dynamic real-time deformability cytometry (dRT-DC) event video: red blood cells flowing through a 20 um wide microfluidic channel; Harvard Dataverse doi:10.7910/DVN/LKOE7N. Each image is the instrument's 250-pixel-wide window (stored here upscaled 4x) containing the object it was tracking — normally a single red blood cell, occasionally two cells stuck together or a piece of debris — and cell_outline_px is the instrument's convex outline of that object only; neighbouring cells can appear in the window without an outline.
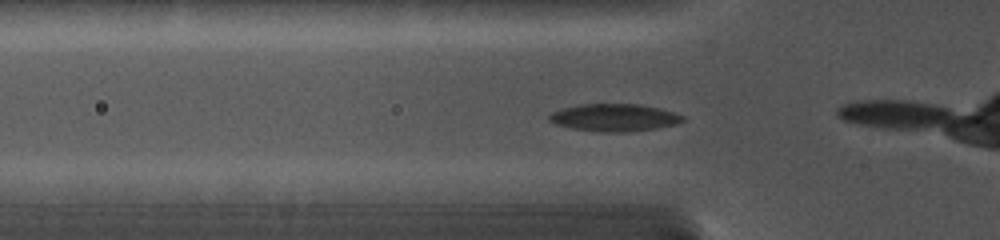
{"species": "common noctule bat (a hibernating species)", "species_latin": "Nyctalus noctula", "temperature_condition": "cold", "stored_images_in_passage": 27, "camera_frame_rate_fps": 5000, "um_per_image_px": 0.085, "animal": {"sex": "female", "body_mass_g": 19.0, "forearm_length_mm": 56.7}, "frame": {"image": 1, "passage_image": 11, "time_ms": 3.8, "image_size_px": [1000, 240], "cell_outline_px": [[684, 120], [676, 124], [656, 128], [628, 132], [604, 132], [572, 128], [556, 124], [548, 120], [548, 116], [552, 112], [560, 108], [580, 104], [640, 104], [660, 108], [684, 116]], "centroid_in_image_um": [52.19, 9.99], "position_along_channel_um": 73.6, "area_um2": 21.33}}
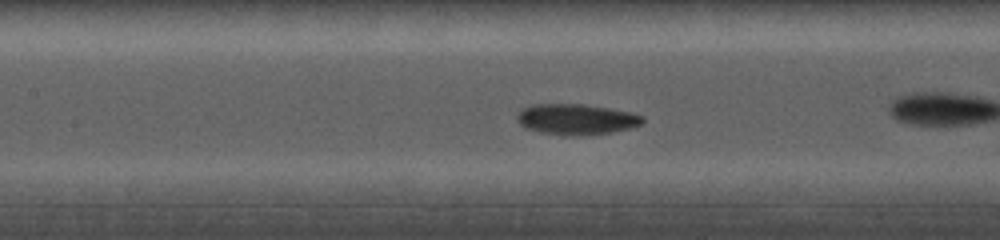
{"frame": {"image": 2, "passage_image": 18, "time_ms": 6.0, "image_size_px": [1000, 240], "cell_outline_px": [[644, 120], [640, 124], [632, 128], [612, 132], [580, 136], [564, 136], [540, 132], [528, 128], [520, 124], [516, 116], [520, 108], [532, 104], [584, 104], [632, 112], [644, 116]], "centroid_in_image_um": [48.98, 10.14], "position_along_channel_um": 158.4, "area_um2": 22.72}}
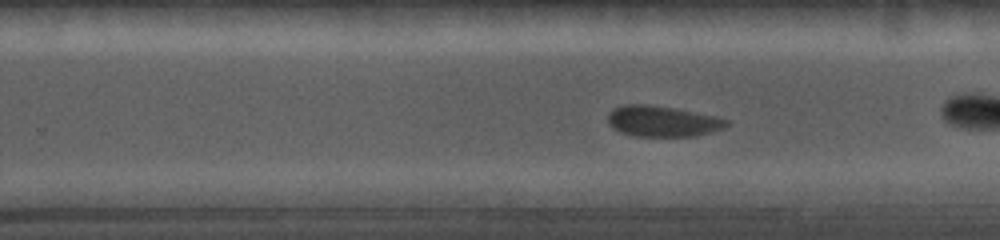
{"frame": {"image": 3, "passage_image": 27, "time_ms": 9.0, "image_size_px": [1000, 240], "cell_outline_px": [[728, 124], [724, 128], [712, 132], [692, 136], [632, 136], [620, 132], [612, 128], [608, 124], [608, 112], [612, 108], [624, 104], [648, 104], [672, 108], [716, 116], [728, 120]], "centroid_in_image_um": [56.25, 10.3], "position_along_channel_um": 273.5, "area_um2": 21.39}}